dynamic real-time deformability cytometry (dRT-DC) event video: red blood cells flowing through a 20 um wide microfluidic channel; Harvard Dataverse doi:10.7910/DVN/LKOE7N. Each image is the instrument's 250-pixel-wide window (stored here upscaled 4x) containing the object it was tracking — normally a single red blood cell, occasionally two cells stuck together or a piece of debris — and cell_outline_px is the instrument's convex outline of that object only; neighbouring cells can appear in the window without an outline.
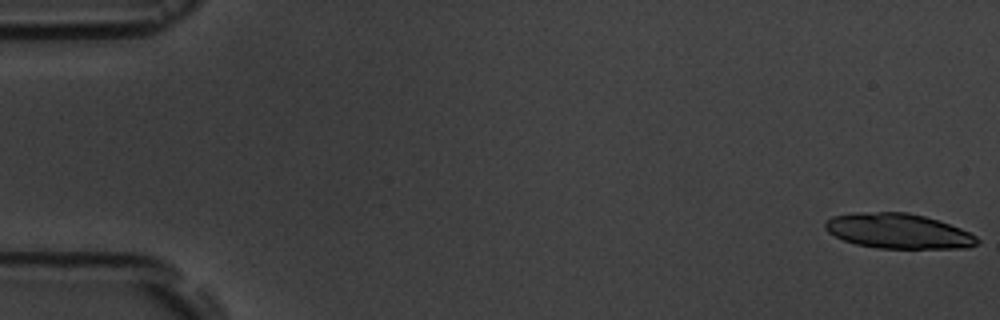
{"species": "common noctule bat (a hibernating species)", "species_latin": "Nyctalus noctula", "temperature_condition": "room temperature", "stored_images_in_passage": 5, "camera_frame_rate_fps": 3000, "um_per_image_px": 0.085, "animal": {"sex": "male", "body_mass_g": 19.5, "forearm_length_mm": 54.6}, "frame": {"image": 1, "passage_image": 1, "time_ms": 0.0, "image_size_px": [1000, 320], "cell_outline_px": [[980, 240], [976, 244], [968, 248], [876, 248], [856, 244], [844, 240], [828, 232], [824, 228], [824, 224], [832, 216], [860, 212], [908, 212], [924, 216], [960, 228], [976, 236]], "centroid_in_image_um": [76.34, 19.64], "position_along_channel_um": 8.7, "area_um2": 30.81}}